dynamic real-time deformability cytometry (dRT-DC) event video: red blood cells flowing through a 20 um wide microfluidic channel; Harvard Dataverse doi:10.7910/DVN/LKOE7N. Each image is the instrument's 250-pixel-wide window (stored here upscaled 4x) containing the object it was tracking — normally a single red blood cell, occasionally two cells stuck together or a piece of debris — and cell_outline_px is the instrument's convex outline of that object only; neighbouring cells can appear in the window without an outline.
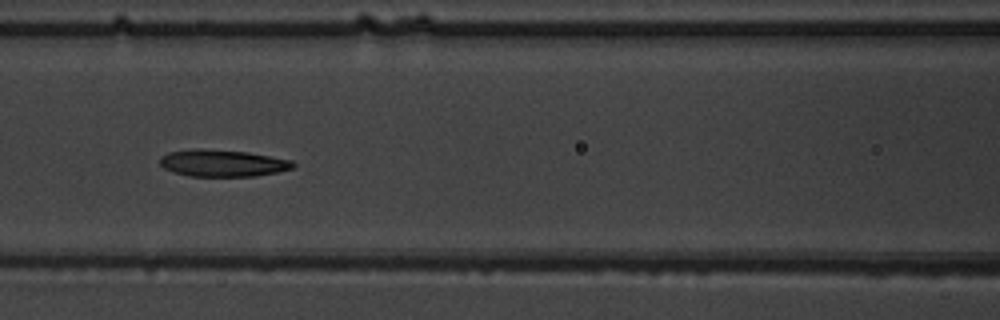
{"species": "common noctule bat (a hibernating species)", "species_latin": "Nyctalus noctula", "temperature_condition": "warm", "stored_images_in_passage": 9, "camera_frame_rate_fps": 3000, "um_per_image_px": 0.085, "animal": {"sex": "male", "body_mass_g": 19.5, "forearm_length_mm": 54.6}, "frame": {"image": 1, "passage_image": 6, "time_ms": 5.667, "image_size_px": [1000, 320], "cell_outline_px": [[296, 164], [292, 168], [276, 172], [256, 176], [188, 176], [164, 168], [160, 164], [160, 156], [168, 152], [196, 148], [248, 152], [292, 160]], "centroid_in_image_um": [18.91, 13.86], "position_along_channel_um": 147.7, "area_um2": 20.81}}
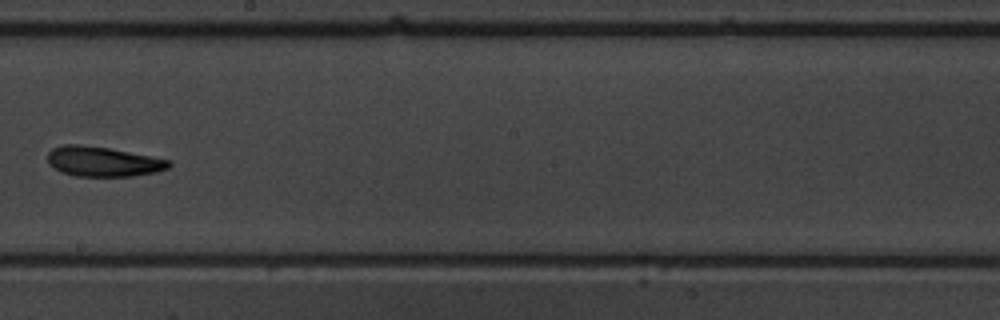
{"frame": {"image": 2, "passage_image": 8, "time_ms": 8.0, "image_size_px": [1000, 320], "cell_outline_px": [[172, 164], [168, 168], [156, 172], [132, 176], [76, 176], [60, 172], [48, 164], [48, 152], [52, 148], [64, 144], [80, 144], [108, 148], [172, 160]], "centroid_in_image_um": [8.74, 13.73], "position_along_channel_um": 239.5, "area_um2": 21.21}}
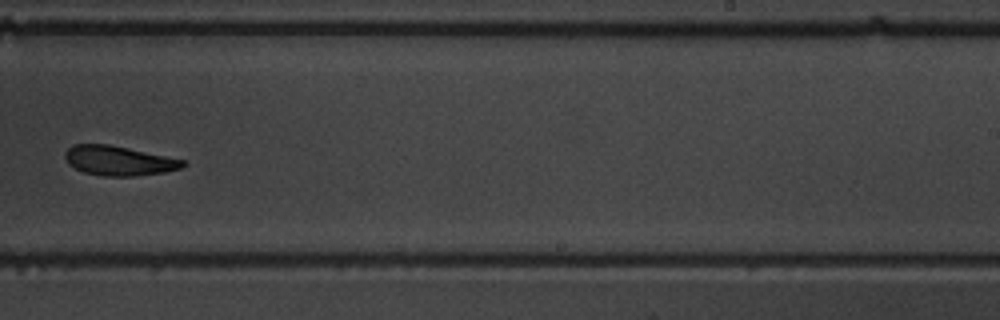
{"frame": {"image": 3, "passage_image": 9, "time_ms": 9.0, "image_size_px": [1000, 320], "cell_outline_px": [[184, 164], [180, 168], [164, 172], [136, 176], [100, 176], [84, 172], [68, 164], [64, 156], [64, 152], [72, 144], [108, 144], [128, 148], [184, 160]], "centroid_in_image_um": [10.03, 13.66], "position_along_channel_um": 279.0, "area_um2": 20.17}}